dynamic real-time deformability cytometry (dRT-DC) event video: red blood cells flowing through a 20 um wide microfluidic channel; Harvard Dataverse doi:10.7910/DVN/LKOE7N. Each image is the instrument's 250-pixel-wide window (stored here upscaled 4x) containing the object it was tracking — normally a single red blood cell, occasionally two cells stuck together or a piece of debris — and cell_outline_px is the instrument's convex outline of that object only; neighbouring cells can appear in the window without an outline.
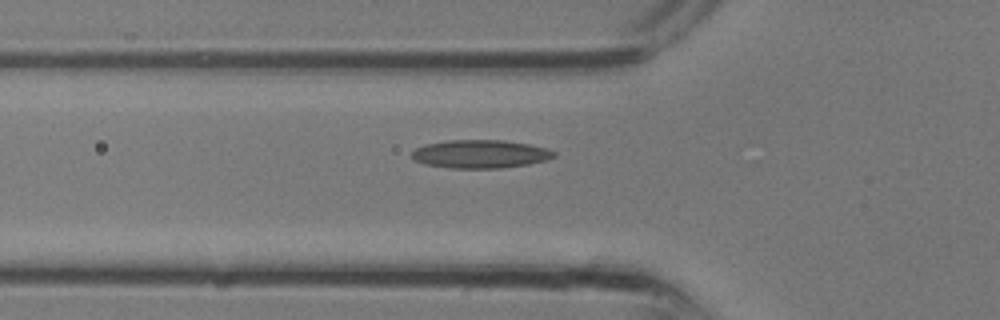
{"species": "common noctule bat (a hibernating species)", "species_latin": "Nyctalus noctula", "temperature_condition": "room temperature", "stored_images_in_passage": 30, "camera_frame_rate_fps": 3000, "um_per_image_px": 0.085, "animal": {"sex": "male", "body_mass_g": 13.3}, "frame": {"image": 1, "passage_image": 10, "time_ms": 3.0, "image_size_px": [1000, 320], "cell_outline_px": [[556, 156], [548, 160], [528, 164], [500, 168], [448, 168], [424, 164], [412, 160], [412, 152], [416, 148], [424, 144], [444, 140], [504, 140], [528, 144], [548, 148], [556, 152]], "centroid_in_image_um": [40.82, 13.09], "position_along_channel_um": 85.0, "area_um2": 23.7}}
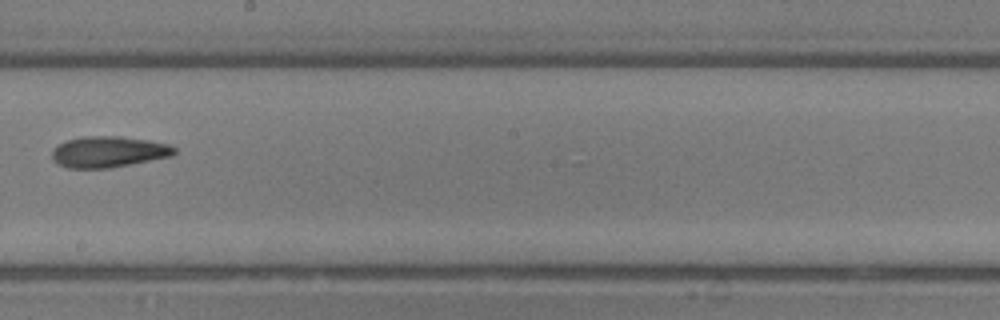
{"frame": {"image": 2, "passage_image": 17, "time_ms": 5.333, "image_size_px": [1000, 320], "cell_outline_px": [[176, 152], [172, 156], [108, 168], [68, 168], [52, 160], [52, 148], [68, 140], [80, 136], [120, 136], [148, 140], [168, 144], [176, 148]], "centroid_in_image_um": [9.21, 12.9], "position_along_channel_um": 239.0, "area_um2": 22.08}}
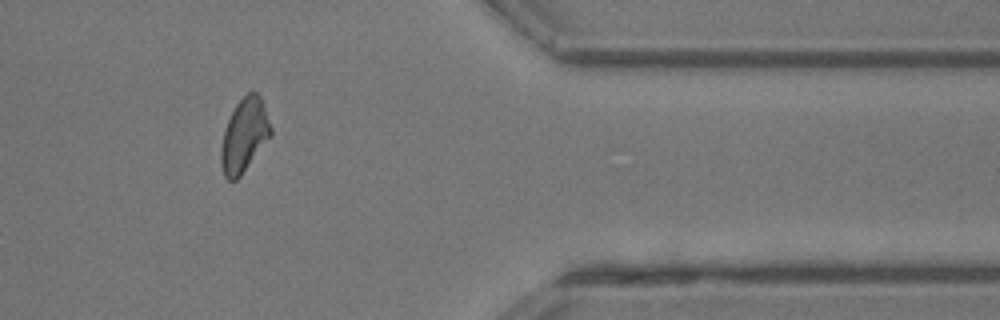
{"frame": {"image": 3, "passage_image": 25, "time_ms": 8.0, "image_size_px": [1000, 320], "cell_outline_px": [[272, 136], [240, 176], [236, 180], [228, 180], [224, 176], [220, 160], [220, 152], [224, 132], [228, 120], [236, 104], [248, 92], [256, 92], [260, 96], [272, 128]], "centroid_in_image_um": [20.77, 11.52], "position_along_channel_um": 390.6, "area_um2": 21.15}}